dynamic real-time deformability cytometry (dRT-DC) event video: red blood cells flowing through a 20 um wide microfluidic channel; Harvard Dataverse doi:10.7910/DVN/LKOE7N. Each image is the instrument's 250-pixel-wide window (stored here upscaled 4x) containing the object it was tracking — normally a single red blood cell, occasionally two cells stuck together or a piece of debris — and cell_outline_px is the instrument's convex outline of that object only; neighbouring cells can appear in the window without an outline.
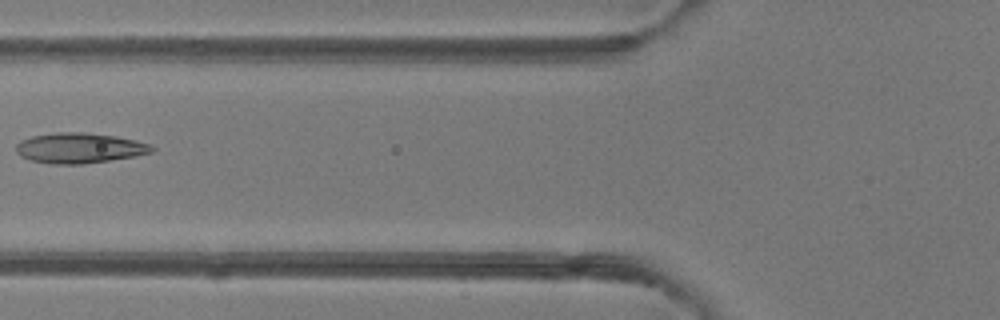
{"species": "common noctule bat (a hibernating species)", "species_latin": "Nyctalus noctula", "temperature_condition": "room temperature", "stored_images_in_passage": 5, "camera_frame_rate_fps": 3000, "um_per_image_px": 0.085, "animal": {"sex": "female"}, "frame": {"image": 1, "passage_image": 5, "time_ms": 5.333, "image_size_px": [1000, 320], "cell_outline_px": [[156, 148], [152, 152], [136, 156], [84, 164], [52, 164], [32, 160], [20, 156], [16, 152], [16, 144], [20, 140], [32, 136], [56, 132], [84, 132], [116, 136], [148, 144]], "centroid_in_image_um": [6.72, 12.58], "position_along_channel_um": 119.1, "area_um2": 23.93}}